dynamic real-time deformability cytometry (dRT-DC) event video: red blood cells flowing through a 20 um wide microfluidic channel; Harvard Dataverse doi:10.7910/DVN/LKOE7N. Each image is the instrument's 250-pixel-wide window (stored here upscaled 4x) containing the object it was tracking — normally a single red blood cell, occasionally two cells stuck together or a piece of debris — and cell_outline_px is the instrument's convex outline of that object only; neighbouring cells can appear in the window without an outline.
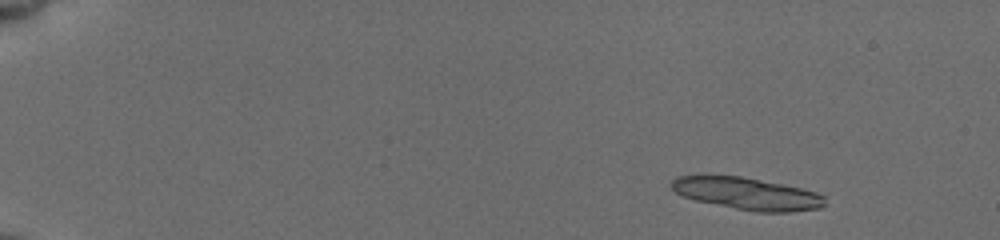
{"species": "common noctule bat (a hibernating species)", "species_latin": "Nyctalus noctula", "temperature_condition": "cold", "stored_images_in_passage": 27, "camera_frame_rate_fps": 3000, "um_per_image_px": 0.085, "animal": {"sex": "female", "body_mass_g": 19.5, "forearm_length_mm": 54.1}, "frame": {"image": 1, "passage_image": 3, "time_ms": 0.333, "image_size_px": [1000, 240], "cell_outline_px": [[824, 204], [820, 208], [788, 212], [756, 212], [696, 200], [680, 196], [668, 184], [672, 180], [680, 176], [740, 176], [800, 188], [816, 192], [824, 196]], "centroid_in_image_um": [63.48, 16.46], "position_along_channel_um": 21.5, "area_um2": 28.26}}